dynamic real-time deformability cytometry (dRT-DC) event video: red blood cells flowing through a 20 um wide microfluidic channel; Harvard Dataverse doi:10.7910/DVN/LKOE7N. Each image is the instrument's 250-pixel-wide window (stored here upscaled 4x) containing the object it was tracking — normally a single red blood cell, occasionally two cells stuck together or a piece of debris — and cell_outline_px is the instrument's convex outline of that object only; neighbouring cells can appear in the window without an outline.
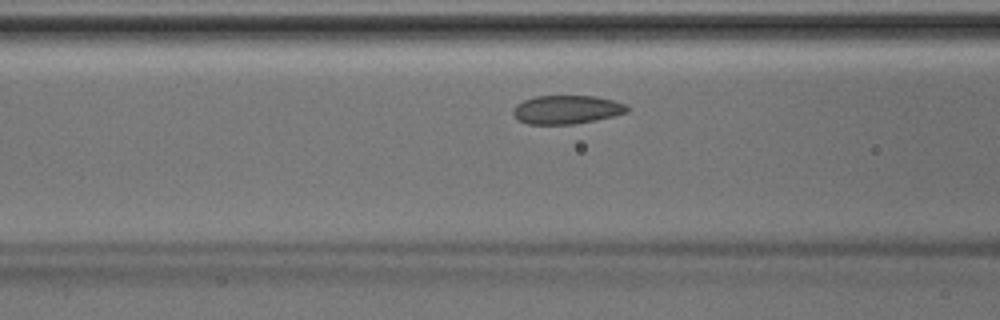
{"species": "Egyptian fruit bat (a non-hibernating species)", "species_latin": "Rousettus aegyptiacus", "temperature_condition": "room temperature", "stored_images_in_passage": 37, "camera_frame_rate_fps": 3000, "um_per_image_px": 0.085, "animal": {"sex": "male"}, "frame": {"image": 1, "passage_image": 9, "time_ms": 2.667, "image_size_px": [1000, 320], "cell_outline_px": [[628, 112], [596, 120], [572, 124], [528, 124], [520, 120], [512, 112], [512, 108], [516, 104], [524, 100], [536, 96], [596, 96], [612, 100], [624, 104], [628, 108]], "centroid_in_image_um": [48.15, 9.31], "position_along_channel_um": 118.5, "area_um2": 18.84}}
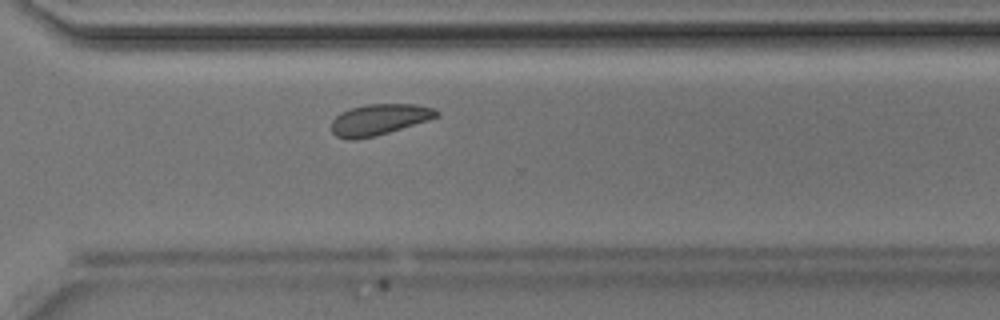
{"frame": {"image": 2, "passage_image": 24, "time_ms": 7.667, "image_size_px": [1000, 320], "cell_outline_px": [[440, 116], [428, 120], [376, 136], [356, 140], [348, 140], [336, 136], [332, 132], [332, 120], [340, 112], [352, 108], [368, 104], [416, 104], [436, 108], [440, 112]], "centroid_in_image_um": [32.25, 10.16], "position_along_channel_um": 338.4, "area_um2": 19.13}}
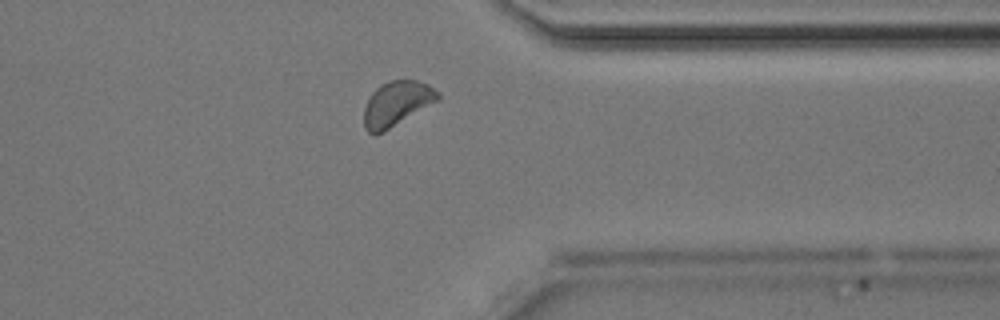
{"frame": {"image": 3, "passage_image": 27, "time_ms": 8.667, "image_size_px": [1000, 320], "cell_outline_px": [[440, 100], [384, 132], [376, 136], [372, 136], [364, 128], [364, 108], [372, 92], [380, 84], [392, 80], [416, 80], [428, 84], [440, 92]], "centroid_in_image_um": [33.73, 8.83], "position_along_channel_um": 377.7, "area_um2": 19.65}}